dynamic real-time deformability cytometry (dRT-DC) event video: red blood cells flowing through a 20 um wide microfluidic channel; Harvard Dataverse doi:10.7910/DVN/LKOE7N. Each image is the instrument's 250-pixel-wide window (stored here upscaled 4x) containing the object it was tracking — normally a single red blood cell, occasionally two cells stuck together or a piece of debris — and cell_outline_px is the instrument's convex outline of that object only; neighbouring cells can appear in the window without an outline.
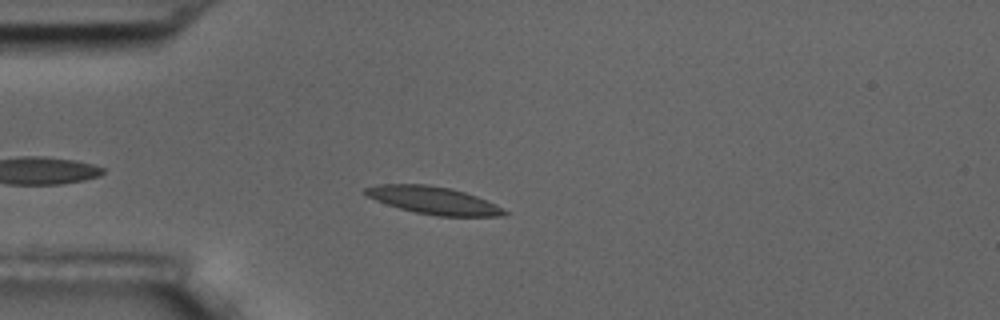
{"species": "common noctule bat (a hibernating species)", "species_latin": "Nyctalus noctula", "temperature_condition": "room temperature", "stored_images_in_passage": 5, "camera_frame_rate_fps": 3000, "um_per_image_px": 0.085, "animal": {"sex": "male", "body_mass_g": 17.5, "forearm_length_mm": 52.3}, "frame": {"image": 1, "passage_image": 5, "time_ms": 4.667, "image_size_px": [1000, 320], "cell_outline_px": [[508, 212], [504, 216], [436, 216], [416, 212], [400, 208], [376, 200], [368, 196], [364, 192], [364, 188], [380, 184], [428, 184], [452, 188], [476, 196], [496, 204]], "centroid_in_image_um": [36.86, 17.02], "position_along_channel_um": 48.1, "area_um2": 22.14}}